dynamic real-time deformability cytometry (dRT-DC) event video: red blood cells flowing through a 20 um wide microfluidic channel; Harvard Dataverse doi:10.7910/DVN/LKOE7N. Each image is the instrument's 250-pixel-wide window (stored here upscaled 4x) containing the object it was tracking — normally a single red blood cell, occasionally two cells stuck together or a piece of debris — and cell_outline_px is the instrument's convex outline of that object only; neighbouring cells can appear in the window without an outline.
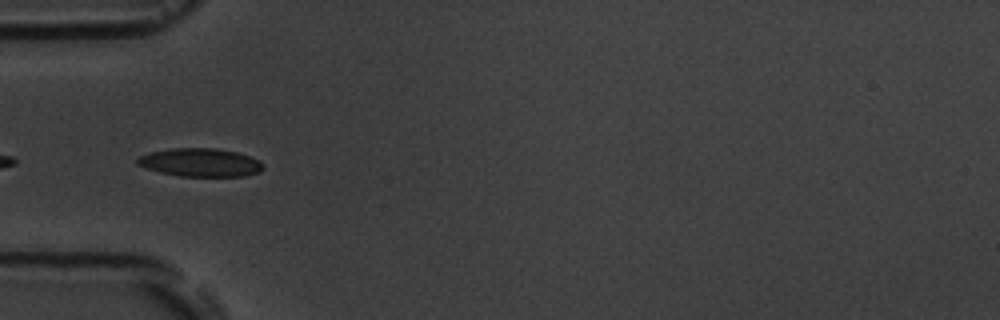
{"species": "common noctule bat (a hibernating species)", "species_latin": "Nyctalus noctula", "temperature_condition": "room temperature", "stored_images_in_passage": 6, "camera_frame_rate_fps": 3000, "um_per_image_px": 0.085, "animal": {"sex": "male", "body_mass_g": 19.5, "forearm_length_mm": 54.6}, "frame": {"image": 1, "passage_image": 6, "time_ms": 5.667, "image_size_px": [1000, 320], "cell_outline_px": [[264, 168], [260, 172], [244, 176], [180, 176], [160, 172], [144, 168], [136, 164], [136, 160], [140, 156], [148, 152], [172, 148], [216, 148], [236, 152], [260, 160], [264, 164]], "centroid_in_image_um": [17.02, 13.81], "position_along_channel_um": 68.0, "area_um2": 20.87}}